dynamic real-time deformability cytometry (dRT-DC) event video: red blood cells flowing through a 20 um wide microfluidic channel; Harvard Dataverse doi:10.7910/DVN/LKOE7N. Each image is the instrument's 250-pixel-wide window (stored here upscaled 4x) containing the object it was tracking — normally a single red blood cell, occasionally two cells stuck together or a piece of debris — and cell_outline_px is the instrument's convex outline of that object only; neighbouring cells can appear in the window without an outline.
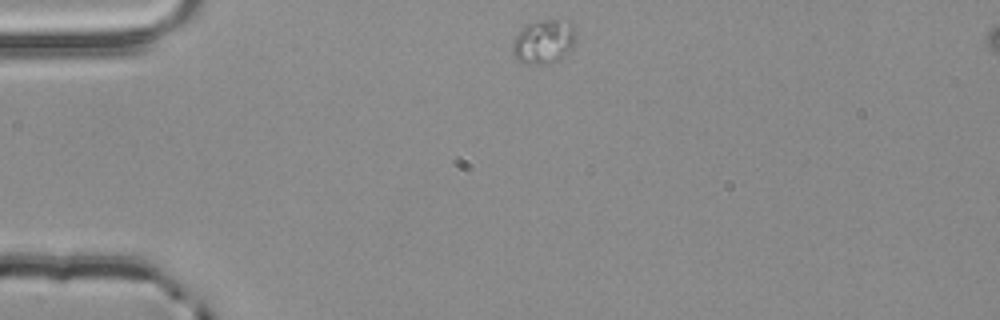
{"species": "common noctule bat (a hibernating species)", "species_latin": "Nyctalus noctula", "temperature_condition": "room temperature", "stored_images_in_passage": 44, "camera_frame_rate_fps": 3000, "um_per_image_px": 0.085, "animal": {"sex": "male", "body_mass_g": 20.4}, "frame": {"image": 1, "passage_image": 1, "time_ms": 0.0, "image_size_px": [1000, 320], "cell_outline_px": [[576, 40], [572, 48], [564, 56], [548, 64], [524, 64], [516, 60], [512, 56], [512, 40], [528, 24], [544, 20], [568, 20], [572, 24], [576, 32]], "centroid_in_image_um": [46.22, 3.56], "position_along_channel_um": 38.8, "area_um2": 16.42}}